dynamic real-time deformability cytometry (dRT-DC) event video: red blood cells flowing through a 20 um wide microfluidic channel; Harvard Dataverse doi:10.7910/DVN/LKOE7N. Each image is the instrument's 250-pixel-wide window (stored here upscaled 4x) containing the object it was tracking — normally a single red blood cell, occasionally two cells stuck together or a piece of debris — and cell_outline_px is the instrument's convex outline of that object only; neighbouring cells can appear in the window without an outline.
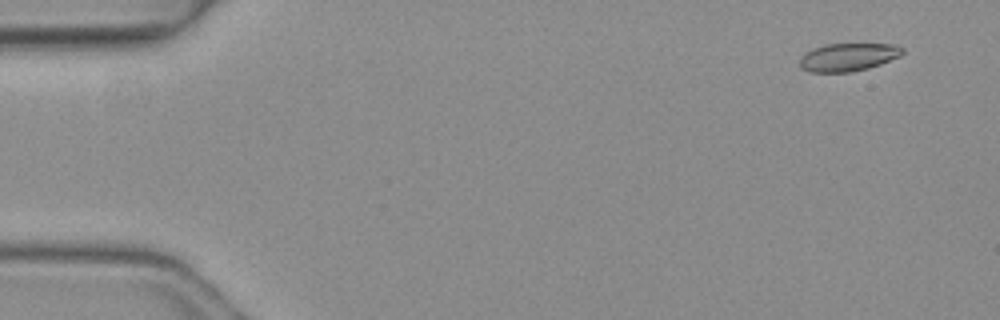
{"species": "common noctule bat (a hibernating species)", "species_latin": "Nyctalus noctula", "temperature_condition": "warm", "stored_images_in_passage": 4, "camera_frame_rate_fps": 3000, "um_per_image_px": 0.085, "animal": {"sex": "female", "body_mass_g": 19.3, "forearm_length_mm": 54.1}, "frame": {"image": 1, "passage_image": 1, "time_ms": 0.0, "image_size_px": [1000, 320], "cell_outline_px": [[904, 52], [900, 56], [880, 64], [868, 68], [852, 72], [808, 72], [800, 68], [800, 56], [812, 48], [824, 44], [896, 44], [904, 48]], "centroid_in_image_um": [72.07, 4.85], "position_along_channel_um": 12.9, "area_um2": 16.94}}
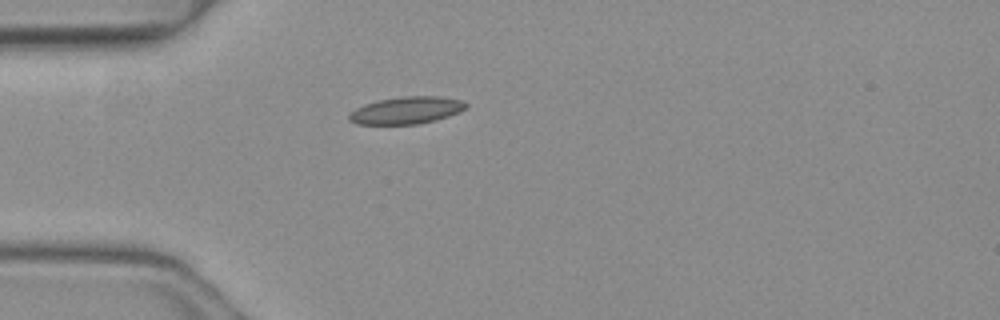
{"frame": {"image": 2, "passage_image": 4, "time_ms": 1.0, "image_size_px": [1000, 320], "cell_outline_px": [[468, 104], [460, 112], [436, 120], [416, 124], [356, 124], [348, 120], [348, 116], [356, 108], [364, 104], [376, 100], [400, 96], [440, 96], [460, 100]], "centroid_in_image_um": [34.52, 9.37], "position_along_channel_um": 50.5, "area_um2": 18.55}}